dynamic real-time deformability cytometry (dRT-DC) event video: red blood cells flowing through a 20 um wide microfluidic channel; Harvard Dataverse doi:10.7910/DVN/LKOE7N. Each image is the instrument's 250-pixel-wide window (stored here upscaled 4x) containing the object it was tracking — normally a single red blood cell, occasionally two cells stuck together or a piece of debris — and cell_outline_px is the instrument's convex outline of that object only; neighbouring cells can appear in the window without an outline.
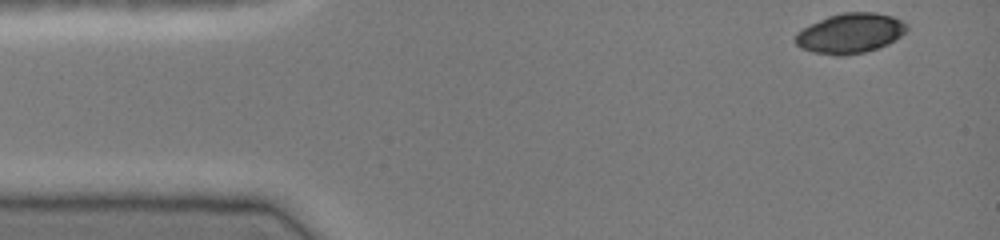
{"species": "common noctule bat (a hibernating species)", "species_latin": "Nyctalus noctula", "temperature_condition": "cold", "stored_images_in_passage": 26, "camera_frame_rate_fps": 3000, "um_per_image_px": 0.085, "animal": {"sex": "female", "body_mass_g": 19.0, "forearm_length_mm": 51.5}, "frame": {"image": 1, "passage_image": 1, "time_ms": 0.0, "image_size_px": [1000, 240], "cell_outline_px": [[908, 28], [900, 36], [888, 44], [864, 52], [844, 56], [836, 56], [812, 52], [800, 48], [796, 44], [796, 32], [828, 16], [844, 12], [876, 12], [892, 16], [908, 24]], "centroid_in_image_um": [72.27, 2.83], "position_along_channel_um": 12.7, "area_um2": 25.84}}
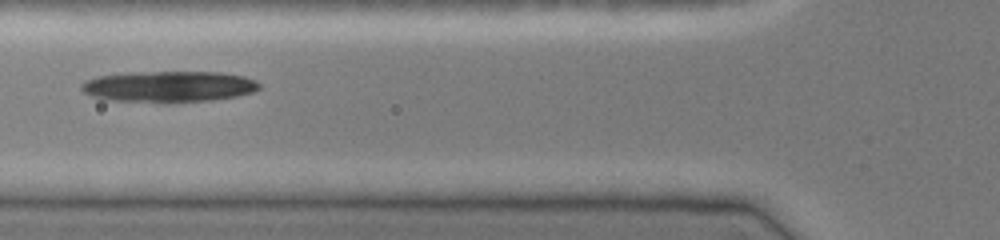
{"frame": {"image": 2, "passage_image": 15, "time_ms": 4.667, "image_size_px": [1000, 240], "cell_outline_px": [[260, 88], [252, 92], [236, 96], [212, 100], [164, 104], [104, 100], [92, 96], [84, 92], [80, 88], [80, 84], [84, 80], [100, 76], [128, 72], [220, 72], [244, 76], [256, 80], [260, 84]], "centroid_in_image_um": [14.31, 7.38], "position_along_channel_um": 111.5, "area_um2": 33.0}}
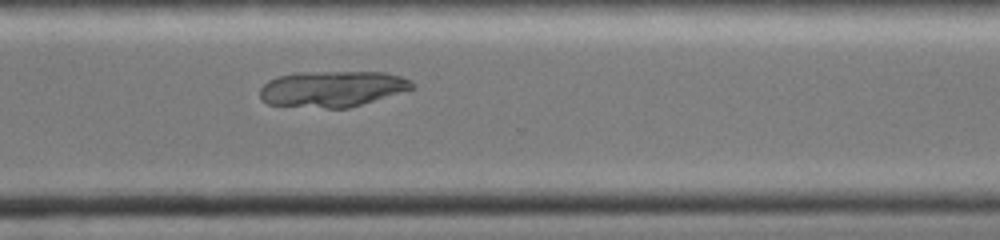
{"frame": {"image": 3, "passage_image": 26, "time_ms": 8.333, "image_size_px": [1000, 240], "cell_outline_px": [[416, 88], [348, 108], [324, 108], [268, 104], [260, 96], [260, 88], [268, 80], [280, 76], [296, 72], [384, 72], [400, 76], [412, 80], [416, 84]], "centroid_in_image_um": [28.28, 7.54], "position_along_channel_um": 342.3, "area_um2": 31.91}}